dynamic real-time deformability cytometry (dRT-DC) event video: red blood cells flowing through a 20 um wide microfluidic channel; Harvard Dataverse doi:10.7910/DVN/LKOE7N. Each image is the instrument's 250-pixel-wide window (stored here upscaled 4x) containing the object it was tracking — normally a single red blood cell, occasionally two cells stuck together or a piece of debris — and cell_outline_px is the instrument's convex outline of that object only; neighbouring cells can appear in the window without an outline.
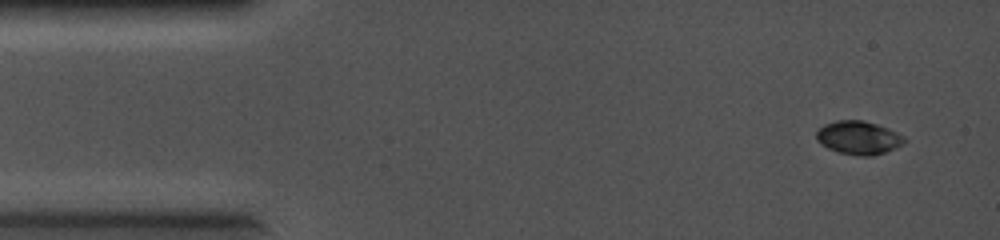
{"species": "common noctule bat (a hibernating species)", "species_latin": "Nyctalus noctula", "temperature_condition": "cold", "stored_images_in_passage": 5, "camera_frame_rate_fps": 5000, "um_per_image_px": 0.085, "animal": {"sex": "female", "body_mass_g": 19.0, "forearm_length_mm": 56.7}, "frame": {"image": 1, "passage_image": 1, "time_ms": 0.0, "image_size_px": [1000, 240], "cell_outline_px": [[908, 140], [904, 144], [896, 148], [872, 156], [860, 156], [840, 152], [828, 148], [820, 144], [816, 140], [816, 132], [824, 124], [836, 120], [864, 120], [888, 128], [904, 136]], "centroid_in_image_um": [72.99, 11.7], "position_along_channel_um": 12.0, "area_um2": 17.22}}
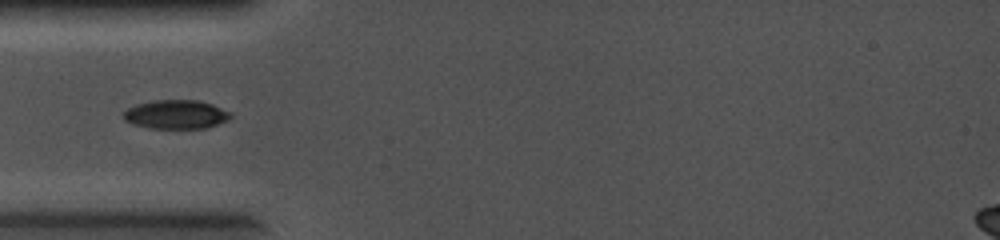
{"frame": {"image": 2, "passage_image": 4, "time_ms": 0.6, "image_size_px": [1000, 240], "cell_outline_px": [[232, 116], [228, 120], [208, 128], [152, 128], [132, 124], [124, 120], [124, 112], [128, 108], [136, 104], [152, 100], [200, 100], [212, 104], [232, 112]], "centroid_in_image_um": [14.99, 9.72], "position_along_channel_um": 70.0, "area_um2": 18.15}}